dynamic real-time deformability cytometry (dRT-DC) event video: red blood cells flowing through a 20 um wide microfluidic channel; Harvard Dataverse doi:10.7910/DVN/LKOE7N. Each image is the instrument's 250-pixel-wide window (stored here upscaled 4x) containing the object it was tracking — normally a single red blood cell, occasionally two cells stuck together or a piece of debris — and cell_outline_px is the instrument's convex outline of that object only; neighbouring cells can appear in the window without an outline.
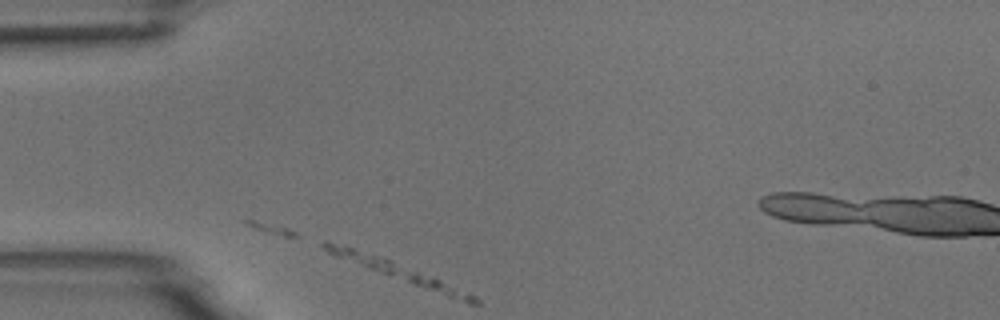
{"species": "common noctule bat (a hibernating species)", "species_latin": "Nyctalus noctula", "temperature_condition": "room temperature", "stored_images_in_passage": 3, "camera_frame_rate_fps": 3000, "um_per_image_px": 0.085, "animal": {"sex": "male", "body_mass_g": 18.8}, "frame": {"image": 1, "passage_image": 1, "time_ms": 0.0, "image_size_px": [1000, 320], "cell_outline_px": [[480, 304], [468, 304], [336, 256], [328, 252], [320, 244], [324, 240], [328, 240], [384, 256], [468, 292], [476, 296], [480, 300]], "centroid_in_image_um": [33.86, 23.05], "position_along_channel_um": 51.1, "area_um2": 16.24}}